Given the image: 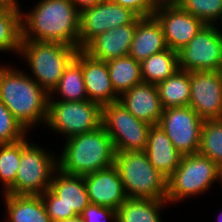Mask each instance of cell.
<instances>
[{
	"instance_id": "obj_1",
	"label": "cell",
	"mask_w": 222,
	"mask_h": 222,
	"mask_svg": "<svg viewBox=\"0 0 222 222\" xmlns=\"http://www.w3.org/2000/svg\"><path fill=\"white\" fill-rule=\"evenodd\" d=\"M21 17L22 40L58 42L79 50L80 11L71 0H41Z\"/></svg>"
},
{
	"instance_id": "obj_2",
	"label": "cell",
	"mask_w": 222,
	"mask_h": 222,
	"mask_svg": "<svg viewBox=\"0 0 222 222\" xmlns=\"http://www.w3.org/2000/svg\"><path fill=\"white\" fill-rule=\"evenodd\" d=\"M48 100L49 94L30 74L0 66V101L26 130L38 122L46 124Z\"/></svg>"
},
{
	"instance_id": "obj_3",
	"label": "cell",
	"mask_w": 222,
	"mask_h": 222,
	"mask_svg": "<svg viewBox=\"0 0 222 222\" xmlns=\"http://www.w3.org/2000/svg\"><path fill=\"white\" fill-rule=\"evenodd\" d=\"M66 140L58 159V169L63 173L85 176L114 165V145L102 125Z\"/></svg>"
},
{
	"instance_id": "obj_4",
	"label": "cell",
	"mask_w": 222,
	"mask_h": 222,
	"mask_svg": "<svg viewBox=\"0 0 222 222\" xmlns=\"http://www.w3.org/2000/svg\"><path fill=\"white\" fill-rule=\"evenodd\" d=\"M114 165L127 198L166 200L167 178L153 167L145 151L116 153Z\"/></svg>"
},
{
	"instance_id": "obj_5",
	"label": "cell",
	"mask_w": 222,
	"mask_h": 222,
	"mask_svg": "<svg viewBox=\"0 0 222 222\" xmlns=\"http://www.w3.org/2000/svg\"><path fill=\"white\" fill-rule=\"evenodd\" d=\"M77 51L76 47L63 43L22 40L18 55L28 62L34 76L31 78L50 94Z\"/></svg>"
},
{
	"instance_id": "obj_6",
	"label": "cell",
	"mask_w": 222,
	"mask_h": 222,
	"mask_svg": "<svg viewBox=\"0 0 222 222\" xmlns=\"http://www.w3.org/2000/svg\"><path fill=\"white\" fill-rule=\"evenodd\" d=\"M217 180L222 184V169L209 157L200 153L183 155L178 168L167 179L166 200L174 203L202 194Z\"/></svg>"
},
{
	"instance_id": "obj_7",
	"label": "cell",
	"mask_w": 222,
	"mask_h": 222,
	"mask_svg": "<svg viewBox=\"0 0 222 222\" xmlns=\"http://www.w3.org/2000/svg\"><path fill=\"white\" fill-rule=\"evenodd\" d=\"M58 159L25 138L20 140V165L14 183L5 191L15 195H41L50 188Z\"/></svg>"
},
{
	"instance_id": "obj_8",
	"label": "cell",
	"mask_w": 222,
	"mask_h": 222,
	"mask_svg": "<svg viewBox=\"0 0 222 222\" xmlns=\"http://www.w3.org/2000/svg\"><path fill=\"white\" fill-rule=\"evenodd\" d=\"M40 196L51 222L80 215L90 204L84 176L66 174L60 169L54 172L50 188Z\"/></svg>"
},
{
	"instance_id": "obj_9",
	"label": "cell",
	"mask_w": 222,
	"mask_h": 222,
	"mask_svg": "<svg viewBox=\"0 0 222 222\" xmlns=\"http://www.w3.org/2000/svg\"><path fill=\"white\" fill-rule=\"evenodd\" d=\"M102 107L90 100L61 101L49 95L47 126L67 138L101 126Z\"/></svg>"
},
{
	"instance_id": "obj_10",
	"label": "cell",
	"mask_w": 222,
	"mask_h": 222,
	"mask_svg": "<svg viewBox=\"0 0 222 222\" xmlns=\"http://www.w3.org/2000/svg\"><path fill=\"white\" fill-rule=\"evenodd\" d=\"M101 125L111 137L116 153L145 151L152 125L135 118L121 103L102 106Z\"/></svg>"
},
{
	"instance_id": "obj_11",
	"label": "cell",
	"mask_w": 222,
	"mask_h": 222,
	"mask_svg": "<svg viewBox=\"0 0 222 222\" xmlns=\"http://www.w3.org/2000/svg\"><path fill=\"white\" fill-rule=\"evenodd\" d=\"M178 52V66L183 71H220L222 32L215 25H204Z\"/></svg>"
},
{
	"instance_id": "obj_12",
	"label": "cell",
	"mask_w": 222,
	"mask_h": 222,
	"mask_svg": "<svg viewBox=\"0 0 222 222\" xmlns=\"http://www.w3.org/2000/svg\"><path fill=\"white\" fill-rule=\"evenodd\" d=\"M204 120L190 106L165 108L158 125L182 155L199 153Z\"/></svg>"
},
{
	"instance_id": "obj_13",
	"label": "cell",
	"mask_w": 222,
	"mask_h": 222,
	"mask_svg": "<svg viewBox=\"0 0 222 222\" xmlns=\"http://www.w3.org/2000/svg\"><path fill=\"white\" fill-rule=\"evenodd\" d=\"M138 15L131 9L111 0H103L80 12L79 50L83 49L93 38L118 26L132 23Z\"/></svg>"
},
{
	"instance_id": "obj_14",
	"label": "cell",
	"mask_w": 222,
	"mask_h": 222,
	"mask_svg": "<svg viewBox=\"0 0 222 222\" xmlns=\"http://www.w3.org/2000/svg\"><path fill=\"white\" fill-rule=\"evenodd\" d=\"M190 103L203 120L222 119V76L220 71L190 72Z\"/></svg>"
},
{
	"instance_id": "obj_15",
	"label": "cell",
	"mask_w": 222,
	"mask_h": 222,
	"mask_svg": "<svg viewBox=\"0 0 222 222\" xmlns=\"http://www.w3.org/2000/svg\"><path fill=\"white\" fill-rule=\"evenodd\" d=\"M154 16L160 22L167 46L179 51L205 25L199 18L183 11L177 4H161Z\"/></svg>"
},
{
	"instance_id": "obj_16",
	"label": "cell",
	"mask_w": 222,
	"mask_h": 222,
	"mask_svg": "<svg viewBox=\"0 0 222 222\" xmlns=\"http://www.w3.org/2000/svg\"><path fill=\"white\" fill-rule=\"evenodd\" d=\"M75 59L82 65L88 100L101 107L119 101L110 80L107 62L90 57L82 49L77 51Z\"/></svg>"
},
{
	"instance_id": "obj_17",
	"label": "cell",
	"mask_w": 222,
	"mask_h": 222,
	"mask_svg": "<svg viewBox=\"0 0 222 222\" xmlns=\"http://www.w3.org/2000/svg\"><path fill=\"white\" fill-rule=\"evenodd\" d=\"M89 201L92 204L116 210L125 202L127 195L115 165L84 176Z\"/></svg>"
},
{
	"instance_id": "obj_18",
	"label": "cell",
	"mask_w": 222,
	"mask_h": 222,
	"mask_svg": "<svg viewBox=\"0 0 222 222\" xmlns=\"http://www.w3.org/2000/svg\"><path fill=\"white\" fill-rule=\"evenodd\" d=\"M139 18L97 35L82 50L90 57L105 62L127 56Z\"/></svg>"
},
{
	"instance_id": "obj_19",
	"label": "cell",
	"mask_w": 222,
	"mask_h": 222,
	"mask_svg": "<svg viewBox=\"0 0 222 222\" xmlns=\"http://www.w3.org/2000/svg\"><path fill=\"white\" fill-rule=\"evenodd\" d=\"M121 103L135 118L158 125L164 108L155 84L141 82L119 96Z\"/></svg>"
},
{
	"instance_id": "obj_20",
	"label": "cell",
	"mask_w": 222,
	"mask_h": 222,
	"mask_svg": "<svg viewBox=\"0 0 222 222\" xmlns=\"http://www.w3.org/2000/svg\"><path fill=\"white\" fill-rule=\"evenodd\" d=\"M168 49L163 28L155 16L140 17L131 42L129 56L142 62Z\"/></svg>"
},
{
	"instance_id": "obj_21",
	"label": "cell",
	"mask_w": 222,
	"mask_h": 222,
	"mask_svg": "<svg viewBox=\"0 0 222 222\" xmlns=\"http://www.w3.org/2000/svg\"><path fill=\"white\" fill-rule=\"evenodd\" d=\"M149 162L167 179L178 168L182 154L159 125H152L145 149Z\"/></svg>"
},
{
	"instance_id": "obj_22",
	"label": "cell",
	"mask_w": 222,
	"mask_h": 222,
	"mask_svg": "<svg viewBox=\"0 0 222 222\" xmlns=\"http://www.w3.org/2000/svg\"><path fill=\"white\" fill-rule=\"evenodd\" d=\"M5 194L8 222H51L40 195Z\"/></svg>"
},
{
	"instance_id": "obj_23",
	"label": "cell",
	"mask_w": 222,
	"mask_h": 222,
	"mask_svg": "<svg viewBox=\"0 0 222 222\" xmlns=\"http://www.w3.org/2000/svg\"><path fill=\"white\" fill-rule=\"evenodd\" d=\"M163 108L189 106L190 72L178 69L172 76L156 84Z\"/></svg>"
},
{
	"instance_id": "obj_24",
	"label": "cell",
	"mask_w": 222,
	"mask_h": 222,
	"mask_svg": "<svg viewBox=\"0 0 222 222\" xmlns=\"http://www.w3.org/2000/svg\"><path fill=\"white\" fill-rule=\"evenodd\" d=\"M167 200L127 198L117 209V222H162L160 212Z\"/></svg>"
},
{
	"instance_id": "obj_25",
	"label": "cell",
	"mask_w": 222,
	"mask_h": 222,
	"mask_svg": "<svg viewBox=\"0 0 222 222\" xmlns=\"http://www.w3.org/2000/svg\"><path fill=\"white\" fill-rule=\"evenodd\" d=\"M107 67L114 91L119 96L143 82L140 62L129 55L107 61Z\"/></svg>"
},
{
	"instance_id": "obj_26",
	"label": "cell",
	"mask_w": 222,
	"mask_h": 222,
	"mask_svg": "<svg viewBox=\"0 0 222 222\" xmlns=\"http://www.w3.org/2000/svg\"><path fill=\"white\" fill-rule=\"evenodd\" d=\"M140 64L143 82L156 85L172 76L179 69L178 52L168 48L151 55Z\"/></svg>"
},
{
	"instance_id": "obj_27",
	"label": "cell",
	"mask_w": 222,
	"mask_h": 222,
	"mask_svg": "<svg viewBox=\"0 0 222 222\" xmlns=\"http://www.w3.org/2000/svg\"><path fill=\"white\" fill-rule=\"evenodd\" d=\"M54 92H57L63 97V99H60L61 101L88 100L84 85L82 65L75 58L69 63L57 86L49 95L53 96L52 93Z\"/></svg>"
},
{
	"instance_id": "obj_28",
	"label": "cell",
	"mask_w": 222,
	"mask_h": 222,
	"mask_svg": "<svg viewBox=\"0 0 222 222\" xmlns=\"http://www.w3.org/2000/svg\"><path fill=\"white\" fill-rule=\"evenodd\" d=\"M21 10L0 9V51L19 52L22 41Z\"/></svg>"
},
{
	"instance_id": "obj_29",
	"label": "cell",
	"mask_w": 222,
	"mask_h": 222,
	"mask_svg": "<svg viewBox=\"0 0 222 222\" xmlns=\"http://www.w3.org/2000/svg\"><path fill=\"white\" fill-rule=\"evenodd\" d=\"M199 153L222 169V119L204 120Z\"/></svg>"
},
{
	"instance_id": "obj_30",
	"label": "cell",
	"mask_w": 222,
	"mask_h": 222,
	"mask_svg": "<svg viewBox=\"0 0 222 222\" xmlns=\"http://www.w3.org/2000/svg\"><path fill=\"white\" fill-rule=\"evenodd\" d=\"M176 4L206 25H215L218 20L222 23V0H179Z\"/></svg>"
},
{
	"instance_id": "obj_31",
	"label": "cell",
	"mask_w": 222,
	"mask_h": 222,
	"mask_svg": "<svg viewBox=\"0 0 222 222\" xmlns=\"http://www.w3.org/2000/svg\"><path fill=\"white\" fill-rule=\"evenodd\" d=\"M20 165V140L0 144V181L6 191L15 181Z\"/></svg>"
},
{
	"instance_id": "obj_32",
	"label": "cell",
	"mask_w": 222,
	"mask_h": 222,
	"mask_svg": "<svg viewBox=\"0 0 222 222\" xmlns=\"http://www.w3.org/2000/svg\"><path fill=\"white\" fill-rule=\"evenodd\" d=\"M28 132L0 101V144L13 143L26 138Z\"/></svg>"
},
{
	"instance_id": "obj_33",
	"label": "cell",
	"mask_w": 222,
	"mask_h": 222,
	"mask_svg": "<svg viewBox=\"0 0 222 222\" xmlns=\"http://www.w3.org/2000/svg\"><path fill=\"white\" fill-rule=\"evenodd\" d=\"M123 7L131 9L139 17L154 16L155 11L161 6L158 0H111Z\"/></svg>"
},
{
	"instance_id": "obj_34",
	"label": "cell",
	"mask_w": 222,
	"mask_h": 222,
	"mask_svg": "<svg viewBox=\"0 0 222 222\" xmlns=\"http://www.w3.org/2000/svg\"><path fill=\"white\" fill-rule=\"evenodd\" d=\"M84 222H106L113 220L117 222V211L108 207L90 203L80 214ZM109 218V219H108Z\"/></svg>"
},
{
	"instance_id": "obj_35",
	"label": "cell",
	"mask_w": 222,
	"mask_h": 222,
	"mask_svg": "<svg viewBox=\"0 0 222 222\" xmlns=\"http://www.w3.org/2000/svg\"><path fill=\"white\" fill-rule=\"evenodd\" d=\"M75 7L81 12L83 9L92 7L103 0H71Z\"/></svg>"
},
{
	"instance_id": "obj_36",
	"label": "cell",
	"mask_w": 222,
	"mask_h": 222,
	"mask_svg": "<svg viewBox=\"0 0 222 222\" xmlns=\"http://www.w3.org/2000/svg\"><path fill=\"white\" fill-rule=\"evenodd\" d=\"M17 0H0V9L20 10Z\"/></svg>"
},
{
	"instance_id": "obj_37",
	"label": "cell",
	"mask_w": 222,
	"mask_h": 222,
	"mask_svg": "<svg viewBox=\"0 0 222 222\" xmlns=\"http://www.w3.org/2000/svg\"><path fill=\"white\" fill-rule=\"evenodd\" d=\"M58 222H84V220L82 219V217L80 215H77L73 218H69V219H66V220H61V221H58Z\"/></svg>"
},
{
	"instance_id": "obj_38",
	"label": "cell",
	"mask_w": 222,
	"mask_h": 222,
	"mask_svg": "<svg viewBox=\"0 0 222 222\" xmlns=\"http://www.w3.org/2000/svg\"><path fill=\"white\" fill-rule=\"evenodd\" d=\"M160 4H176L179 0H158Z\"/></svg>"
},
{
	"instance_id": "obj_39",
	"label": "cell",
	"mask_w": 222,
	"mask_h": 222,
	"mask_svg": "<svg viewBox=\"0 0 222 222\" xmlns=\"http://www.w3.org/2000/svg\"><path fill=\"white\" fill-rule=\"evenodd\" d=\"M219 217L220 218L218 219V222H222V213H221V215Z\"/></svg>"
}]
</instances>
